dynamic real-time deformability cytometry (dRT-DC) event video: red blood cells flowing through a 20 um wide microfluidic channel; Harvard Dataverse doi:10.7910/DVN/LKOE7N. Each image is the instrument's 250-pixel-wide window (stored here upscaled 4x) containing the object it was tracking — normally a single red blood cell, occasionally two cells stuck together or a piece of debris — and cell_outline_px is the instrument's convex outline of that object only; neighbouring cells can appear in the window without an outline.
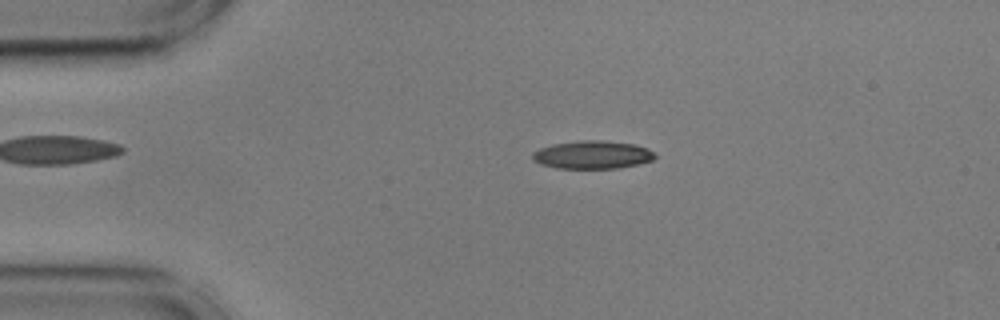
{"species": "common noctule bat (a hibernating species)", "species_latin": "Nyctalus noctula", "temperature_condition": "cold", "stored_images_in_passage": 54, "camera_frame_rate_fps": 3000, "um_per_image_px": 0.085, "animal": {"sex": "male", "body_mass_g": 17.9, "forearm_length_mm": 54.2}, "frame": {"image": 1, "passage_image": 10, "time_ms": 3.0, "image_size_px": [1000, 320], "cell_outline_px": [[656, 156], [652, 160], [636, 164], [616, 168], [556, 168], [540, 164], [532, 160], [532, 152], [540, 148], [552, 144], [580, 140], [604, 140], [636, 144], [648, 148]], "centroid_in_image_um": [50.32, 13.14], "position_along_channel_um": 34.7, "area_um2": 20.06}}
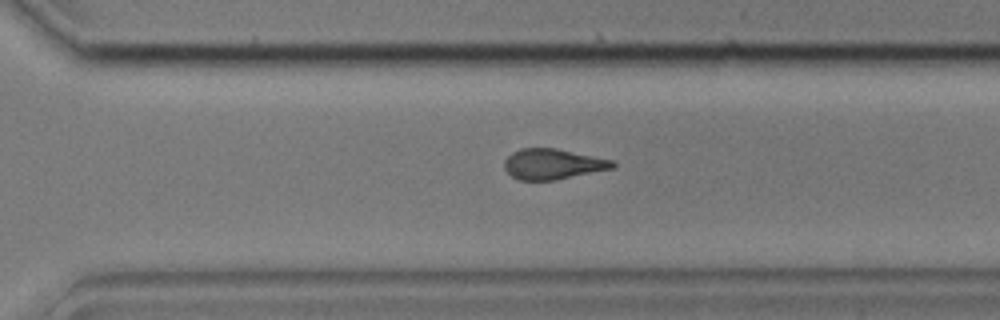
{"frame": {"image": 2, "passage_image": 37, "time_ms": 12.0, "image_size_px": [1000, 320], "cell_outline_px": [[616, 164], [612, 168], [556, 180], [520, 180], [512, 176], [504, 168], [504, 160], [512, 152], [520, 148], [556, 148], [612, 160]], "centroid_in_image_um": [46.95, 13.94], "position_along_channel_um": 323.7, "area_um2": 19.07}}
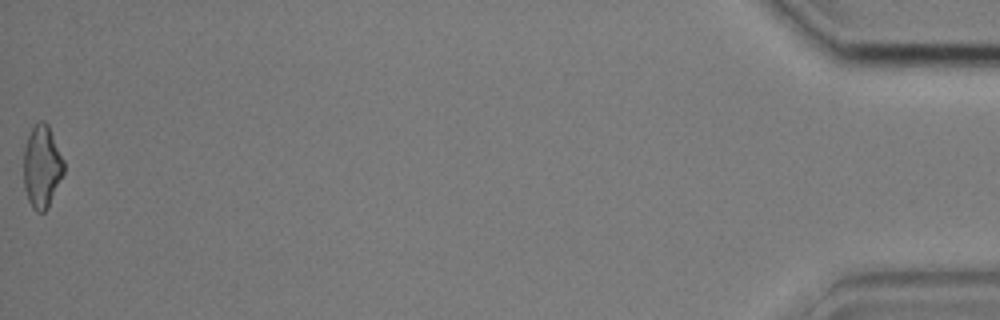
{"frame": {"image": 3, "passage_image": 54, "time_ms": 17.667, "image_size_px": [1000, 320], "cell_outline_px": [[64, 172], [48, 208], [44, 212], [36, 212], [32, 208], [28, 200], [24, 188], [24, 148], [28, 136], [32, 128], [40, 120], [44, 120], [48, 124], [64, 160]], "centroid_in_image_um": [3.56, 14.17], "position_along_channel_um": 431.6, "area_um2": 19.36}, "authors_computed_cell_mechanics": {"area_um2": 19.6809, "velocity_mm_per_s": 3.6247, "shape_relaxation_time_tau1_ms": 6.0173, "shape_relaxation_time_tau2_ms": 2.192, "deformation_change_tau1": 0.1867, "deformation_change_tau2": 0.1095}}